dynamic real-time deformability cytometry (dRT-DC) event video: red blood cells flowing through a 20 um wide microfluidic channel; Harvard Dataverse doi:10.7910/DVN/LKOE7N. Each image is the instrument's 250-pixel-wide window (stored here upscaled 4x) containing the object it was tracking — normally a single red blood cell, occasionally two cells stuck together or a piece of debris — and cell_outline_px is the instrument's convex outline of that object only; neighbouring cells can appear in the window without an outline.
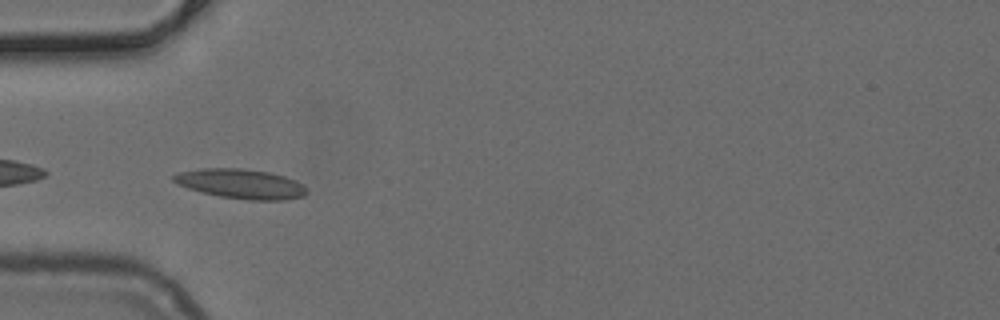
{"species": "common noctule bat (a hibernating species)", "species_latin": "Nyctalus noctula", "temperature_condition": "cold", "stored_images_in_passage": 36, "camera_frame_rate_fps": 3000, "um_per_image_px": 0.085, "animal": {"sex": "female", "body_mass_g": 24.6, "forearm_length_mm": 56.2}, "frame": {"image": 1, "passage_image": 1, "time_ms": 0.0, "image_size_px": [1000, 320], "cell_outline_px": [[308, 192], [304, 196], [284, 200], [248, 200], [220, 196], [188, 188], [176, 184], [172, 180], [172, 176], [180, 172], [200, 168], [240, 168], [268, 172], [284, 176], [296, 180], [308, 188]], "centroid_in_image_um": [20.5, 15.62], "position_along_channel_um": 64.5, "area_um2": 23.0}}
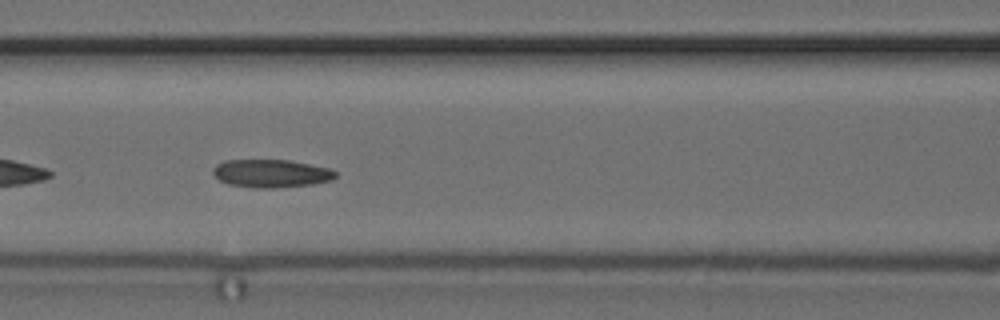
{"frame": {"image": 2, "passage_image": 7, "time_ms": 2.0, "image_size_px": [1000, 320], "cell_outline_px": [[336, 176], [332, 180], [312, 184], [272, 188], [256, 188], [228, 184], [220, 180], [212, 172], [212, 168], [216, 164], [224, 160], [288, 160], [328, 168], [336, 172]], "centroid_in_image_um": [23.01, 14.74], "position_along_channel_um": 143.6, "area_um2": 19.88}}
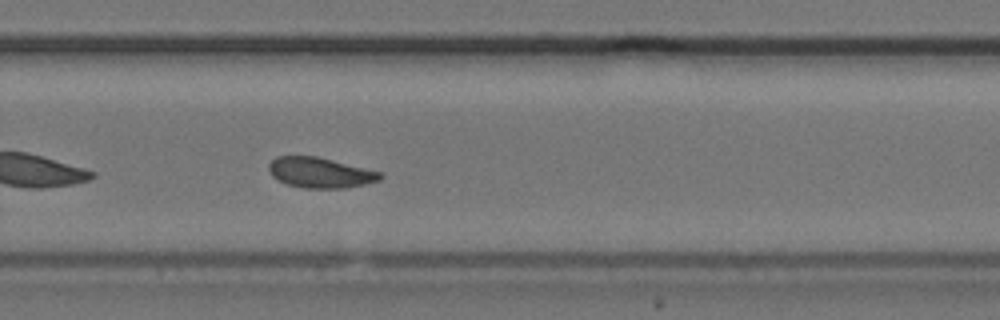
{"frame": {"image": 3, "passage_image": 19, "time_ms": 6.0, "image_size_px": [1000, 320], "cell_outline_px": [[384, 176], [380, 180], [364, 184], [344, 188], [304, 188], [288, 184], [272, 176], [268, 168], [268, 164], [276, 156], [316, 156], [380, 172]], "centroid_in_image_um": [27.2, 14.67], "position_along_channel_um": 302.6, "area_um2": 19.48}}